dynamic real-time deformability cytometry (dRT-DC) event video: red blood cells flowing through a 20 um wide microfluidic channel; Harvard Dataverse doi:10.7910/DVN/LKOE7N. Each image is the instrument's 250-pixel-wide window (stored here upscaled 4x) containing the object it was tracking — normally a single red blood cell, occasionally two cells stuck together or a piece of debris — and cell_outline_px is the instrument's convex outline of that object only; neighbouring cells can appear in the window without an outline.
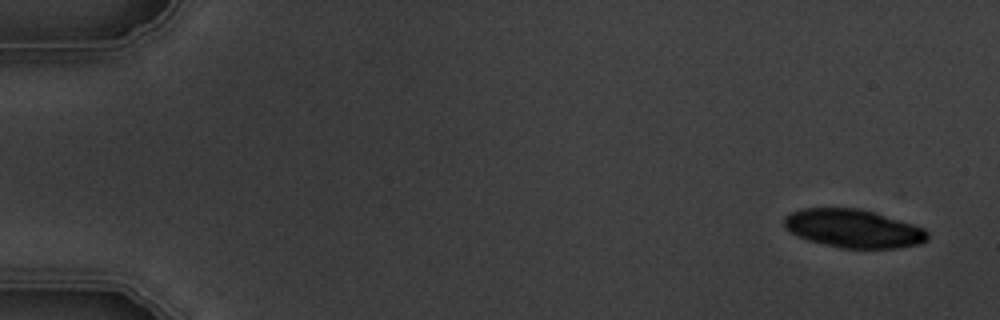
{"species": "common noctule bat (a hibernating species)", "species_latin": "Nyctalus noctula", "temperature_condition": "warm", "stored_images_in_passage": 6, "camera_frame_rate_fps": 3000, "um_per_image_px": 0.085, "animal": {"sex": "male", "body_mass_g": 19.5, "forearm_length_mm": 54.6}, "frame": {"image": 1, "passage_image": 1, "time_ms": 0.0, "image_size_px": [1000, 320], "cell_outline_px": [[928, 240], [920, 244], [896, 248], [840, 248], [808, 240], [784, 228], [784, 216], [792, 212], [804, 208], [856, 208], [872, 212], [912, 224], [924, 228], [928, 232]], "centroid_in_image_um": [72.53, 19.43], "position_along_channel_um": 12.5, "area_um2": 31.73}}